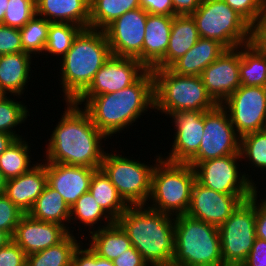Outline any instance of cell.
Wrapping results in <instances>:
<instances>
[{
  "label": "cell",
  "instance_id": "cell-1",
  "mask_svg": "<svg viewBox=\"0 0 266 266\" xmlns=\"http://www.w3.org/2000/svg\"><path fill=\"white\" fill-rule=\"evenodd\" d=\"M63 103L66 107L46 142L43 161L99 169L106 152L103 141L108 138L82 106L74 101Z\"/></svg>",
  "mask_w": 266,
  "mask_h": 266
},
{
  "label": "cell",
  "instance_id": "cell-2",
  "mask_svg": "<svg viewBox=\"0 0 266 266\" xmlns=\"http://www.w3.org/2000/svg\"><path fill=\"white\" fill-rule=\"evenodd\" d=\"M83 108L108 139L132 127L154 110V78L148 69L135 83L113 93L93 96ZM138 120V121H137Z\"/></svg>",
  "mask_w": 266,
  "mask_h": 266
},
{
  "label": "cell",
  "instance_id": "cell-3",
  "mask_svg": "<svg viewBox=\"0 0 266 266\" xmlns=\"http://www.w3.org/2000/svg\"><path fill=\"white\" fill-rule=\"evenodd\" d=\"M149 266H171L174 257V216L146 205L129 206L115 221Z\"/></svg>",
  "mask_w": 266,
  "mask_h": 266
},
{
  "label": "cell",
  "instance_id": "cell-4",
  "mask_svg": "<svg viewBox=\"0 0 266 266\" xmlns=\"http://www.w3.org/2000/svg\"><path fill=\"white\" fill-rule=\"evenodd\" d=\"M104 30L82 29L71 48L59 59V86L63 101H75L92 83L96 73L111 56Z\"/></svg>",
  "mask_w": 266,
  "mask_h": 266
},
{
  "label": "cell",
  "instance_id": "cell-5",
  "mask_svg": "<svg viewBox=\"0 0 266 266\" xmlns=\"http://www.w3.org/2000/svg\"><path fill=\"white\" fill-rule=\"evenodd\" d=\"M171 266H224L219 228L187 214L174 216Z\"/></svg>",
  "mask_w": 266,
  "mask_h": 266
},
{
  "label": "cell",
  "instance_id": "cell-6",
  "mask_svg": "<svg viewBox=\"0 0 266 266\" xmlns=\"http://www.w3.org/2000/svg\"><path fill=\"white\" fill-rule=\"evenodd\" d=\"M151 71L155 113L159 111L168 118L180 111H209L218 105L208 94L200 76L179 75L170 68Z\"/></svg>",
  "mask_w": 266,
  "mask_h": 266
},
{
  "label": "cell",
  "instance_id": "cell-7",
  "mask_svg": "<svg viewBox=\"0 0 266 266\" xmlns=\"http://www.w3.org/2000/svg\"><path fill=\"white\" fill-rule=\"evenodd\" d=\"M195 181L194 168L188 163L160 158L152 171L151 193L146 206L172 216L186 214Z\"/></svg>",
  "mask_w": 266,
  "mask_h": 266
},
{
  "label": "cell",
  "instance_id": "cell-8",
  "mask_svg": "<svg viewBox=\"0 0 266 266\" xmlns=\"http://www.w3.org/2000/svg\"><path fill=\"white\" fill-rule=\"evenodd\" d=\"M192 17L200 37L214 39L227 49L251 42L252 25L223 0H202Z\"/></svg>",
  "mask_w": 266,
  "mask_h": 266
},
{
  "label": "cell",
  "instance_id": "cell-9",
  "mask_svg": "<svg viewBox=\"0 0 266 266\" xmlns=\"http://www.w3.org/2000/svg\"><path fill=\"white\" fill-rule=\"evenodd\" d=\"M104 154L101 169L116 187L129 206L146 205L151 193V176L161 154L154 156L155 163L146 164L133 157L123 156L116 151Z\"/></svg>",
  "mask_w": 266,
  "mask_h": 266
},
{
  "label": "cell",
  "instance_id": "cell-10",
  "mask_svg": "<svg viewBox=\"0 0 266 266\" xmlns=\"http://www.w3.org/2000/svg\"><path fill=\"white\" fill-rule=\"evenodd\" d=\"M256 196L242 201L220 227L224 266H241L256 238Z\"/></svg>",
  "mask_w": 266,
  "mask_h": 266
},
{
  "label": "cell",
  "instance_id": "cell-11",
  "mask_svg": "<svg viewBox=\"0 0 266 266\" xmlns=\"http://www.w3.org/2000/svg\"><path fill=\"white\" fill-rule=\"evenodd\" d=\"M240 162L241 155H227L188 164L194 168L196 181L201 185L224 194L252 196L254 185L259 182L254 181L250 173L241 170Z\"/></svg>",
  "mask_w": 266,
  "mask_h": 266
},
{
  "label": "cell",
  "instance_id": "cell-12",
  "mask_svg": "<svg viewBox=\"0 0 266 266\" xmlns=\"http://www.w3.org/2000/svg\"><path fill=\"white\" fill-rule=\"evenodd\" d=\"M240 155V136L230 122L227 111L217 105L204 111V133L198 152L187 163Z\"/></svg>",
  "mask_w": 266,
  "mask_h": 266
},
{
  "label": "cell",
  "instance_id": "cell-13",
  "mask_svg": "<svg viewBox=\"0 0 266 266\" xmlns=\"http://www.w3.org/2000/svg\"><path fill=\"white\" fill-rule=\"evenodd\" d=\"M221 105L240 137L266 129V87L241 85Z\"/></svg>",
  "mask_w": 266,
  "mask_h": 266
},
{
  "label": "cell",
  "instance_id": "cell-14",
  "mask_svg": "<svg viewBox=\"0 0 266 266\" xmlns=\"http://www.w3.org/2000/svg\"><path fill=\"white\" fill-rule=\"evenodd\" d=\"M147 70L136 58L111 55L74 102L84 106L93 96L120 91L135 83Z\"/></svg>",
  "mask_w": 266,
  "mask_h": 266
},
{
  "label": "cell",
  "instance_id": "cell-15",
  "mask_svg": "<svg viewBox=\"0 0 266 266\" xmlns=\"http://www.w3.org/2000/svg\"><path fill=\"white\" fill-rule=\"evenodd\" d=\"M148 13L141 7L128 11L105 29L112 55L136 58L143 64V42Z\"/></svg>",
  "mask_w": 266,
  "mask_h": 266
},
{
  "label": "cell",
  "instance_id": "cell-16",
  "mask_svg": "<svg viewBox=\"0 0 266 266\" xmlns=\"http://www.w3.org/2000/svg\"><path fill=\"white\" fill-rule=\"evenodd\" d=\"M250 197L220 193L195 181L186 214L219 228L239 204Z\"/></svg>",
  "mask_w": 266,
  "mask_h": 266
},
{
  "label": "cell",
  "instance_id": "cell-17",
  "mask_svg": "<svg viewBox=\"0 0 266 266\" xmlns=\"http://www.w3.org/2000/svg\"><path fill=\"white\" fill-rule=\"evenodd\" d=\"M174 125L173 145L161 155L170 162L187 163L199 150L204 133V111H180L168 116ZM174 123V124H173Z\"/></svg>",
  "mask_w": 266,
  "mask_h": 266
},
{
  "label": "cell",
  "instance_id": "cell-18",
  "mask_svg": "<svg viewBox=\"0 0 266 266\" xmlns=\"http://www.w3.org/2000/svg\"><path fill=\"white\" fill-rule=\"evenodd\" d=\"M239 67L240 46L226 49L201 73L200 77L208 94L218 105L241 86Z\"/></svg>",
  "mask_w": 266,
  "mask_h": 266
},
{
  "label": "cell",
  "instance_id": "cell-19",
  "mask_svg": "<svg viewBox=\"0 0 266 266\" xmlns=\"http://www.w3.org/2000/svg\"><path fill=\"white\" fill-rule=\"evenodd\" d=\"M69 234L65 226L36 220L29 214H24L16 226L12 240L29 255L57 245Z\"/></svg>",
  "mask_w": 266,
  "mask_h": 266
},
{
  "label": "cell",
  "instance_id": "cell-20",
  "mask_svg": "<svg viewBox=\"0 0 266 266\" xmlns=\"http://www.w3.org/2000/svg\"><path fill=\"white\" fill-rule=\"evenodd\" d=\"M95 170L82 166L46 163L47 184L55 189L71 208L84 193L89 191Z\"/></svg>",
  "mask_w": 266,
  "mask_h": 266
},
{
  "label": "cell",
  "instance_id": "cell-21",
  "mask_svg": "<svg viewBox=\"0 0 266 266\" xmlns=\"http://www.w3.org/2000/svg\"><path fill=\"white\" fill-rule=\"evenodd\" d=\"M38 160L28 172L8 179L5 195L25 214L32 209L36 199L47 184L46 162Z\"/></svg>",
  "mask_w": 266,
  "mask_h": 266
},
{
  "label": "cell",
  "instance_id": "cell-22",
  "mask_svg": "<svg viewBox=\"0 0 266 266\" xmlns=\"http://www.w3.org/2000/svg\"><path fill=\"white\" fill-rule=\"evenodd\" d=\"M32 57L26 52L0 55V90L5 95L22 96L27 91L30 77H33Z\"/></svg>",
  "mask_w": 266,
  "mask_h": 266
},
{
  "label": "cell",
  "instance_id": "cell-23",
  "mask_svg": "<svg viewBox=\"0 0 266 266\" xmlns=\"http://www.w3.org/2000/svg\"><path fill=\"white\" fill-rule=\"evenodd\" d=\"M36 14L51 23L89 28L90 0H35Z\"/></svg>",
  "mask_w": 266,
  "mask_h": 266
},
{
  "label": "cell",
  "instance_id": "cell-24",
  "mask_svg": "<svg viewBox=\"0 0 266 266\" xmlns=\"http://www.w3.org/2000/svg\"><path fill=\"white\" fill-rule=\"evenodd\" d=\"M173 16L148 14L143 42V65L153 69L164 57L170 41Z\"/></svg>",
  "mask_w": 266,
  "mask_h": 266
},
{
  "label": "cell",
  "instance_id": "cell-25",
  "mask_svg": "<svg viewBox=\"0 0 266 266\" xmlns=\"http://www.w3.org/2000/svg\"><path fill=\"white\" fill-rule=\"evenodd\" d=\"M226 49L214 39L200 37L197 43L169 68L179 75L200 76Z\"/></svg>",
  "mask_w": 266,
  "mask_h": 266
},
{
  "label": "cell",
  "instance_id": "cell-26",
  "mask_svg": "<svg viewBox=\"0 0 266 266\" xmlns=\"http://www.w3.org/2000/svg\"><path fill=\"white\" fill-rule=\"evenodd\" d=\"M196 22L192 15L173 16L170 41L165 57L153 68H169L185 55L199 40Z\"/></svg>",
  "mask_w": 266,
  "mask_h": 266
},
{
  "label": "cell",
  "instance_id": "cell-27",
  "mask_svg": "<svg viewBox=\"0 0 266 266\" xmlns=\"http://www.w3.org/2000/svg\"><path fill=\"white\" fill-rule=\"evenodd\" d=\"M79 220V221H78ZM104 223H103V222ZM73 222V223H71ZM69 233L74 234V229L76 227H72L73 224H78L77 231H80V240L85 239L86 234L84 232L82 233V228L84 229L88 228L86 232L91 233L92 231L101 229L103 227H107L114 223V221L103 211V209L98 205L96 200L93 198L92 194L87 191L84 193L70 208V217H69ZM100 223V224H99ZM82 224V228L81 225ZM97 224V227L95 226ZM84 225V226H83ZM99 225V226H98ZM102 225V226H101ZM73 230H71V228ZM93 229V230H92Z\"/></svg>",
  "mask_w": 266,
  "mask_h": 266
},
{
  "label": "cell",
  "instance_id": "cell-28",
  "mask_svg": "<svg viewBox=\"0 0 266 266\" xmlns=\"http://www.w3.org/2000/svg\"><path fill=\"white\" fill-rule=\"evenodd\" d=\"M91 235V236H90ZM90 248L101 258L114 260L132 247L131 241L123 229L114 222L88 234Z\"/></svg>",
  "mask_w": 266,
  "mask_h": 266
},
{
  "label": "cell",
  "instance_id": "cell-29",
  "mask_svg": "<svg viewBox=\"0 0 266 266\" xmlns=\"http://www.w3.org/2000/svg\"><path fill=\"white\" fill-rule=\"evenodd\" d=\"M89 192L114 222L129 208V205L120 196L116 187L101 168L94 171Z\"/></svg>",
  "mask_w": 266,
  "mask_h": 266
},
{
  "label": "cell",
  "instance_id": "cell-30",
  "mask_svg": "<svg viewBox=\"0 0 266 266\" xmlns=\"http://www.w3.org/2000/svg\"><path fill=\"white\" fill-rule=\"evenodd\" d=\"M28 214L36 220L65 226L69 231L70 207L63 197L48 184Z\"/></svg>",
  "mask_w": 266,
  "mask_h": 266
},
{
  "label": "cell",
  "instance_id": "cell-31",
  "mask_svg": "<svg viewBox=\"0 0 266 266\" xmlns=\"http://www.w3.org/2000/svg\"><path fill=\"white\" fill-rule=\"evenodd\" d=\"M241 85L266 87V55L251 42L240 46Z\"/></svg>",
  "mask_w": 266,
  "mask_h": 266
},
{
  "label": "cell",
  "instance_id": "cell-32",
  "mask_svg": "<svg viewBox=\"0 0 266 266\" xmlns=\"http://www.w3.org/2000/svg\"><path fill=\"white\" fill-rule=\"evenodd\" d=\"M26 139L25 136L24 138H16L0 156V170L7 180L28 172L37 164V161L35 163L31 161L34 160L32 155H29L32 148Z\"/></svg>",
  "mask_w": 266,
  "mask_h": 266
},
{
  "label": "cell",
  "instance_id": "cell-33",
  "mask_svg": "<svg viewBox=\"0 0 266 266\" xmlns=\"http://www.w3.org/2000/svg\"><path fill=\"white\" fill-rule=\"evenodd\" d=\"M139 7V0H90L89 28L104 30L124 13Z\"/></svg>",
  "mask_w": 266,
  "mask_h": 266
},
{
  "label": "cell",
  "instance_id": "cell-34",
  "mask_svg": "<svg viewBox=\"0 0 266 266\" xmlns=\"http://www.w3.org/2000/svg\"><path fill=\"white\" fill-rule=\"evenodd\" d=\"M82 243L76 236L69 234L57 245L26 257V266H71L75 249Z\"/></svg>",
  "mask_w": 266,
  "mask_h": 266
},
{
  "label": "cell",
  "instance_id": "cell-35",
  "mask_svg": "<svg viewBox=\"0 0 266 266\" xmlns=\"http://www.w3.org/2000/svg\"><path fill=\"white\" fill-rule=\"evenodd\" d=\"M14 97V98H12ZM5 95L0 99V132H5L11 135H14L16 138H22V134L20 135L15 131L18 126L21 127L22 124L30 117V111L28 106L20 100L21 96L15 95ZM20 98V99H19Z\"/></svg>",
  "mask_w": 266,
  "mask_h": 266
},
{
  "label": "cell",
  "instance_id": "cell-36",
  "mask_svg": "<svg viewBox=\"0 0 266 266\" xmlns=\"http://www.w3.org/2000/svg\"><path fill=\"white\" fill-rule=\"evenodd\" d=\"M240 155L248 171H260L266 174V129L251 132L240 137ZM244 159V160H243ZM250 164V165H249ZM256 169V170H255Z\"/></svg>",
  "mask_w": 266,
  "mask_h": 266
},
{
  "label": "cell",
  "instance_id": "cell-37",
  "mask_svg": "<svg viewBox=\"0 0 266 266\" xmlns=\"http://www.w3.org/2000/svg\"><path fill=\"white\" fill-rule=\"evenodd\" d=\"M83 28L71 23H50L48 29V40L43 55L56 56L61 59L71 48L74 38ZM49 55H48V54Z\"/></svg>",
  "mask_w": 266,
  "mask_h": 266
},
{
  "label": "cell",
  "instance_id": "cell-38",
  "mask_svg": "<svg viewBox=\"0 0 266 266\" xmlns=\"http://www.w3.org/2000/svg\"><path fill=\"white\" fill-rule=\"evenodd\" d=\"M51 22H48L37 14L21 29V44L23 52L33 57L43 55L48 40V29Z\"/></svg>",
  "mask_w": 266,
  "mask_h": 266
},
{
  "label": "cell",
  "instance_id": "cell-39",
  "mask_svg": "<svg viewBox=\"0 0 266 266\" xmlns=\"http://www.w3.org/2000/svg\"><path fill=\"white\" fill-rule=\"evenodd\" d=\"M36 15L35 0H9L3 25L21 29Z\"/></svg>",
  "mask_w": 266,
  "mask_h": 266
},
{
  "label": "cell",
  "instance_id": "cell-40",
  "mask_svg": "<svg viewBox=\"0 0 266 266\" xmlns=\"http://www.w3.org/2000/svg\"><path fill=\"white\" fill-rule=\"evenodd\" d=\"M25 213L22 212L5 194L0 195V229L11 237Z\"/></svg>",
  "mask_w": 266,
  "mask_h": 266
},
{
  "label": "cell",
  "instance_id": "cell-41",
  "mask_svg": "<svg viewBox=\"0 0 266 266\" xmlns=\"http://www.w3.org/2000/svg\"><path fill=\"white\" fill-rule=\"evenodd\" d=\"M229 7L237 11L251 25L266 9V0H223Z\"/></svg>",
  "mask_w": 266,
  "mask_h": 266
},
{
  "label": "cell",
  "instance_id": "cell-42",
  "mask_svg": "<svg viewBox=\"0 0 266 266\" xmlns=\"http://www.w3.org/2000/svg\"><path fill=\"white\" fill-rule=\"evenodd\" d=\"M83 244L75 249L71 266H114L112 261L99 257L86 242Z\"/></svg>",
  "mask_w": 266,
  "mask_h": 266
},
{
  "label": "cell",
  "instance_id": "cell-43",
  "mask_svg": "<svg viewBox=\"0 0 266 266\" xmlns=\"http://www.w3.org/2000/svg\"><path fill=\"white\" fill-rule=\"evenodd\" d=\"M23 52L19 29L0 24V55Z\"/></svg>",
  "mask_w": 266,
  "mask_h": 266
},
{
  "label": "cell",
  "instance_id": "cell-44",
  "mask_svg": "<svg viewBox=\"0 0 266 266\" xmlns=\"http://www.w3.org/2000/svg\"><path fill=\"white\" fill-rule=\"evenodd\" d=\"M26 257L23 249L13 240L0 248V266H26Z\"/></svg>",
  "mask_w": 266,
  "mask_h": 266
},
{
  "label": "cell",
  "instance_id": "cell-45",
  "mask_svg": "<svg viewBox=\"0 0 266 266\" xmlns=\"http://www.w3.org/2000/svg\"><path fill=\"white\" fill-rule=\"evenodd\" d=\"M139 4L148 14L175 16L171 0H139Z\"/></svg>",
  "mask_w": 266,
  "mask_h": 266
},
{
  "label": "cell",
  "instance_id": "cell-46",
  "mask_svg": "<svg viewBox=\"0 0 266 266\" xmlns=\"http://www.w3.org/2000/svg\"><path fill=\"white\" fill-rule=\"evenodd\" d=\"M241 266H266V240L255 238L252 249Z\"/></svg>",
  "mask_w": 266,
  "mask_h": 266
},
{
  "label": "cell",
  "instance_id": "cell-47",
  "mask_svg": "<svg viewBox=\"0 0 266 266\" xmlns=\"http://www.w3.org/2000/svg\"><path fill=\"white\" fill-rule=\"evenodd\" d=\"M251 43L266 55V9L252 25Z\"/></svg>",
  "mask_w": 266,
  "mask_h": 266
},
{
  "label": "cell",
  "instance_id": "cell-48",
  "mask_svg": "<svg viewBox=\"0 0 266 266\" xmlns=\"http://www.w3.org/2000/svg\"><path fill=\"white\" fill-rule=\"evenodd\" d=\"M114 266H149L143 256L132 246L112 260Z\"/></svg>",
  "mask_w": 266,
  "mask_h": 266
},
{
  "label": "cell",
  "instance_id": "cell-49",
  "mask_svg": "<svg viewBox=\"0 0 266 266\" xmlns=\"http://www.w3.org/2000/svg\"><path fill=\"white\" fill-rule=\"evenodd\" d=\"M256 237L266 240V204L262 203L256 196Z\"/></svg>",
  "mask_w": 266,
  "mask_h": 266
},
{
  "label": "cell",
  "instance_id": "cell-50",
  "mask_svg": "<svg viewBox=\"0 0 266 266\" xmlns=\"http://www.w3.org/2000/svg\"><path fill=\"white\" fill-rule=\"evenodd\" d=\"M175 16L192 15L201 5L202 0H171Z\"/></svg>",
  "mask_w": 266,
  "mask_h": 266
},
{
  "label": "cell",
  "instance_id": "cell-51",
  "mask_svg": "<svg viewBox=\"0 0 266 266\" xmlns=\"http://www.w3.org/2000/svg\"><path fill=\"white\" fill-rule=\"evenodd\" d=\"M15 139L16 137L14 135L0 132V156L14 142Z\"/></svg>",
  "mask_w": 266,
  "mask_h": 266
},
{
  "label": "cell",
  "instance_id": "cell-52",
  "mask_svg": "<svg viewBox=\"0 0 266 266\" xmlns=\"http://www.w3.org/2000/svg\"><path fill=\"white\" fill-rule=\"evenodd\" d=\"M12 240V237L5 231L0 229V248L7 245Z\"/></svg>",
  "mask_w": 266,
  "mask_h": 266
},
{
  "label": "cell",
  "instance_id": "cell-53",
  "mask_svg": "<svg viewBox=\"0 0 266 266\" xmlns=\"http://www.w3.org/2000/svg\"><path fill=\"white\" fill-rule=\"evenodd\" d=\"M9 0H0V24L3 23L5 11L7 9Z\"/></svg>",
  "mask_w": 266,
  "mask_h": 266
},
{
  "label": "cell",
  "instance_id": "cell-54",
  "mask_svg": "<svg viewBox=\"0 0 266 266\" xmlns=\"http://www.w3.org/2000/svg\"><path fill=\"white\" fill-rule=\"evenodd\" d=\"M7 179L4 177L3 172L0 170V195L5 193Z\"/></svg>",
  "mask_w": 266,
  "mask_h": 266
},
{
  "label": "cell",
  "instance_id": "cell-55",
  "mask_svg": "<svg viewBox=\"0 0 266 266\" xmlns=\"http://www.w3.org/2000/svg\"><path fill=\"white\" fill-rule=\"evenodd\" d=\"M258 186H260V185H257V186L254 185V194H255V196H257V197L262 196L263 199L260 198L259 200H260L262 203L266 204V197H265L264 195H262V194H261V195L259 194L260 191H258V190H259V189H258V188H259ZM258 194H259V195H258ZM263 196H264V197H263Z\"/></svg>",
  "mask_w": 266,
  "mask_h": 266
},
{
  "label": "cell",
  "instance_id": "cell-56",
  "mask_svg": "<svg viewBox=\"0 0 266 266\" xmlns=\"http://www.w3.org/2000/svg\"><path fill=\"white\" fill-rule=\"evenodd\" d=\"M5 96V94L0 90V99L2 98V97H4Z\"/></svg>",
  "mask_w": 266,
  "mask_h": 266
}]
</instances>
